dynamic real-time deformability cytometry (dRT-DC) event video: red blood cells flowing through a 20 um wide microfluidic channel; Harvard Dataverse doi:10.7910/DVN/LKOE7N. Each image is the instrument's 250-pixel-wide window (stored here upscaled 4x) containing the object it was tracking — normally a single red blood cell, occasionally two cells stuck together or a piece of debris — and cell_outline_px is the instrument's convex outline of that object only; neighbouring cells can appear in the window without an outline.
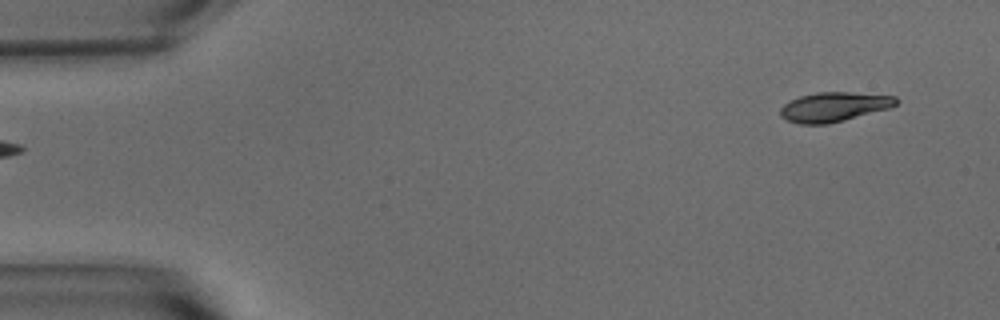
{"species": "common noctule bat (a hibernating species)", "species_latin": "Nyctalus noctula", "temperature_condition": "warm", "stored_images_in_passage": 52, "camera_frame_rate_fps": 3000, "um_per_image_px": 0.085, "animal": {"sex": "male", "body_mass_g": 15.6}, "frame": {"image": 1, "passage_image": 1, "time_ms": 0.0, "image_size_px": [1000, 320], "cell_outline_px": [[900, 100], [896, 104], [888, 108], [844, 120], [828, 124], [796, 124], [780, 116], [780, 108], [788, 100], [800, 96], [816, 92], [848, 92], [896, 96]], "centroid_in_image_um": [70.85, 9.08], "position_along_channel_um": 14.1, "area_um2": 19.88}}
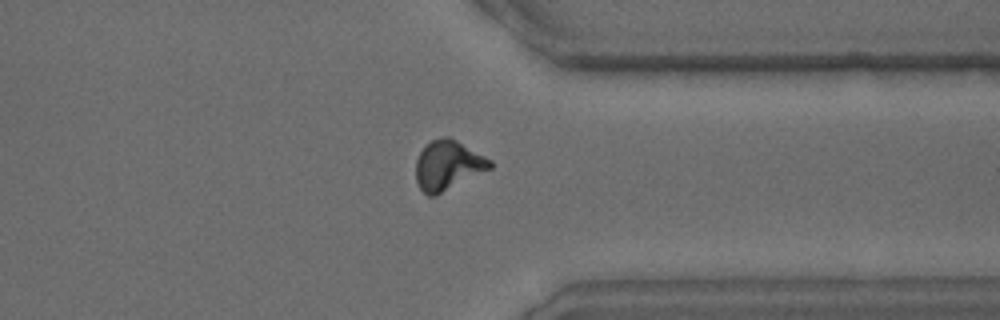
{"frame": {"image": 2, "passage_image": 39, "time_ms": 12.667, "image_size_px": [1000, 320], "cell_outline_px": [[492, 168], [436, 196], [428, 196], [420, 188], [416, 180], [416, 160], [420, 152], [432, 140], [444, 136], [448, 136], [456, 140], [492, 160]], "centroid_in_image_um": [38.08, 14.07], "position_along_channel_um": 373.3, "area_um2": 21.33}}
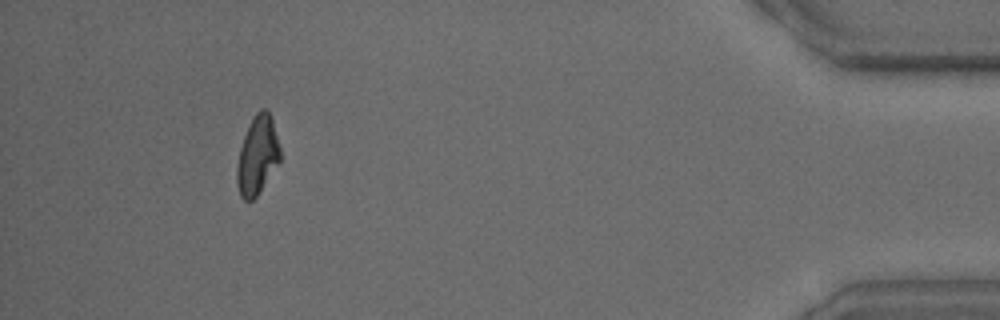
{"frame": {"image": 3, "passage_image": 47, "time_ms": 15.333, "image_size_px": [1000, 320], "cell_outline_px": [[280, 160], [256, 196], [252, 200], [244, 200], [240, 196], [236, 184], [236, 168], [240, 148], [244, 136], [252, 116], [260, 108], [268, 108], [272, 120], [280, 148]], "centroid_in_image_um": [21.86, 13.18], "position_along_channel_um": 413.3, "area_um2": 19.65}}